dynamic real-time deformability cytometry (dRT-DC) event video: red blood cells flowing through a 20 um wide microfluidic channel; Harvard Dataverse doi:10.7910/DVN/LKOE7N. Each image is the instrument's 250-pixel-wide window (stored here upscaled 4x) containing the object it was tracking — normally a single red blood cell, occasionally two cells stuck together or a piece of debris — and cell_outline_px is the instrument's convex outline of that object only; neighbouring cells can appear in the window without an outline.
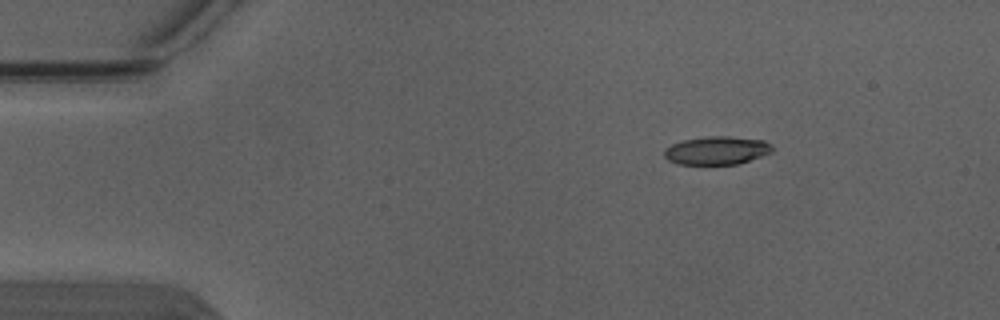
{"species": "Egyptian fruit bat (a non-hibernating species)", "species_latin": "Rousettus aegyptiacus", "temperature_condition": "warm", "stored_images_in_passage": 4, "camera_frame_rate_fps": 3000, "um_per_image_px": 0.085, "animal": {"sex": "male"}, "frame": {"image": 1, "passage_image": 2, "time_ms": 0.333, "image_size_px": [1000, 320], "cell_outline_px": [[776, 148], [772, 152], [740, 164], [680, 164], [668, 160], [664, 156], [664, 148], [672, 144], [684, 140], [708, 136], [728, 136], [764, 140], [772, 144]], "centroid_in_image_um": [60.97, 12.79], "position_along_channel_um": 24.0, "area_um2": 17.92}}